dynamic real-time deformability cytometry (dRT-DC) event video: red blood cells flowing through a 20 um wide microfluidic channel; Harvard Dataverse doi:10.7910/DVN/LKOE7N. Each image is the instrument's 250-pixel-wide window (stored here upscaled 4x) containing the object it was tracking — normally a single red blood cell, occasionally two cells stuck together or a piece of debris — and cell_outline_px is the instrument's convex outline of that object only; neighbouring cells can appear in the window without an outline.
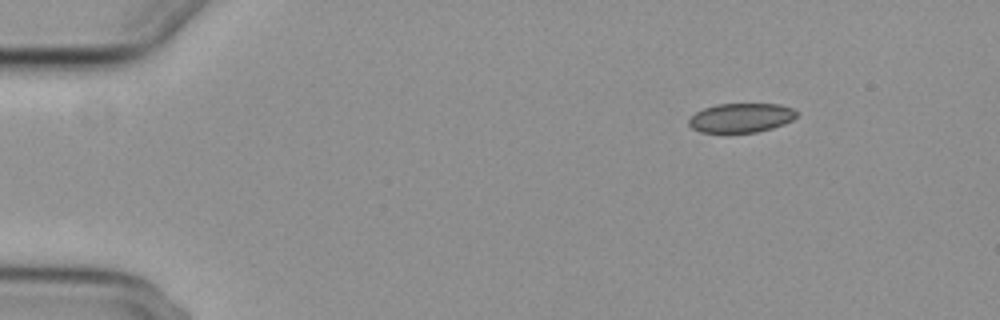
{"species": "common noctule bat (a hibernating species)", "species_latin": "Nyctalus noctula", "temperature_condition": "cold", "stored_images_in_passage": 39, "camera_frame_rate_fps": 3000, "um_per_image_px": 0.085, "animal": {"sex": "female", "body_mass_g": 29.2, "forearm_length_mm": 56.3}, "frame": {"image": 1, "passage_image": 1, "time_ms": 0.0, "image_size_px": [1000, 320], "cell_outline_px": [[796, 116], [792, 120], [784, 124], [772, 128], [756, 132], [700, 132], [692, 128], [688, 124], [688, 120], [696, 112], [704, 108], [716, 104], [780, 104], [792, 108], [796, 112]], "centroid_in_image_um": [62.98, 10.01], "position_along_channel_um": 22.0, "area_um2": 18.26}}
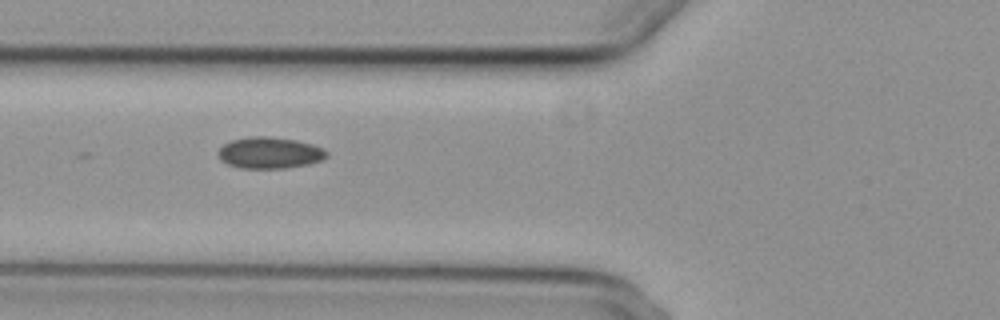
{"frame": {"image": 2, "passage_image": 15, "time_ms": 4.667, "image_size_px": [1000, 320], "cell_outline_px": [[328, 156], [324, 160], [308, 164], [284, 168], [240, 168], [228, 164], [220, 160], [216, 152], [224, 144], [232, 140], [248, 136], [264, 136], [296, 140], [312, 144], [324, 148], [328, 152]], "centroid_in_image_um": [22.93, 12.99], "position_along_channel_um": 102.9, "area_um2": 20.0}}
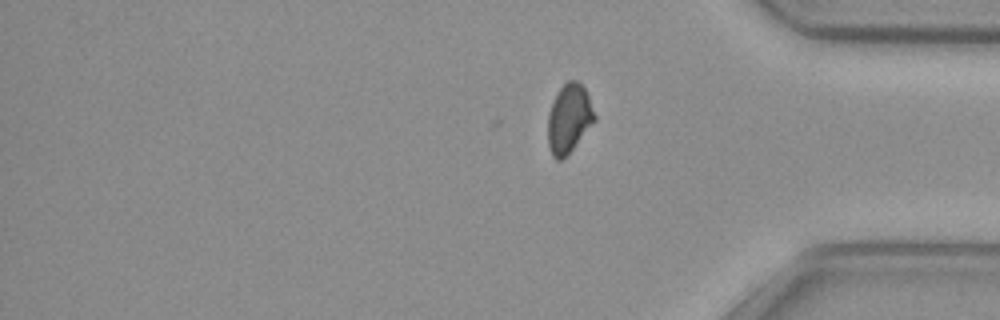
{"frame": {"image": 3, "passage_image": 39, "time_ms": 12.667, "image_size_px": [1000, 320], "cell_outline_px": [[596, 120], [572, 148], [560, 160], [556, 160], [552, 156], [548, 144], [548, 112], [556, 92], [568, 80], [576, 80], [584, 88], [588, 96], [596, 116]], "centroid_in_image_um": [48.35, 10.05], "position_along_channel_um": 386.9, "area_um2": 18.5}, "authors_computed_cell_mechanics": {"area_um2": 19.652, "velocity_mm_per_s": 3.7175, "shape_relaxation_time_tau1_ms": 8.4685, "shape_relaxation_time_tau2_ms": 2.4207, "deformation_change_tau1": 0.1206, "deformation_change_tau2": 0.0608}}